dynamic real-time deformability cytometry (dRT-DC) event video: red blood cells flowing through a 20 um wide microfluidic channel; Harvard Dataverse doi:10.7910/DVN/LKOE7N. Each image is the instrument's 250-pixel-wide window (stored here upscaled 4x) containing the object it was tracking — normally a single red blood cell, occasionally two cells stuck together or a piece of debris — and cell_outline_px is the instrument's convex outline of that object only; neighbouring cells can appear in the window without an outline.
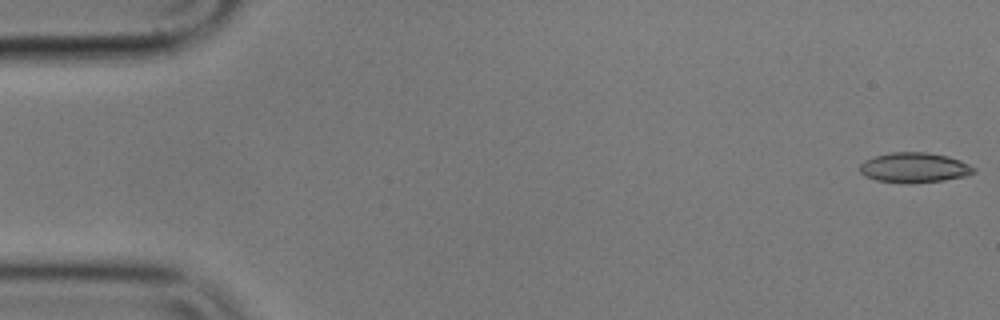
{"species": "common noctule bat (a hibernating species)", "species_latin": "Nyctalus noctula", "temperature_condition": "cold", "stored_images_in_passage": 49, "camera_frame_rate_fps": 3000, "um_per_image_px": 0.085, "animal": {"sex": "male", "body_mass_g": 17.9}, "frame": {"image": 1, "passage_image": 1, "time_ms": 0.0, "image_size_px": [1000, 320], "cell_outline_px": [[976, 172], [968, 176], [944, 180], [908, 184], [904, 184], [876, 180], [864, 176], [860, 172], [860, 164], [864, 160], [876, 156], [892, 152], [928, 152], [948, 156], [960, 160], [976, 168]], "centroid_in_image_um": [77.73, 14.26], "position_along_channel_um": 7.3, "area_um2": 20.23}}
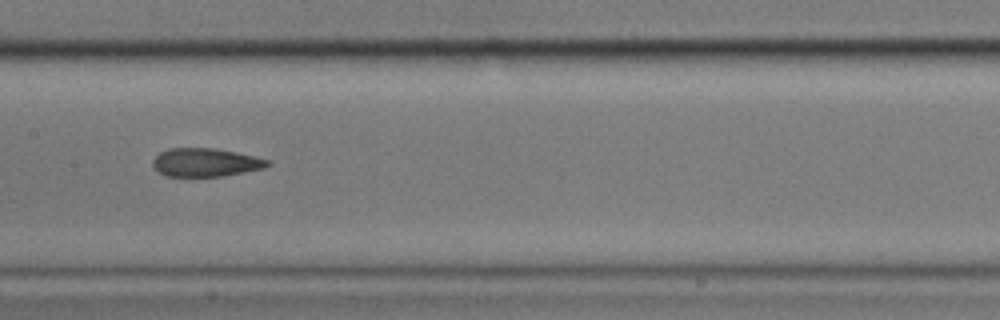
{"frame": {"image": 2, "passage_image": 27, "time_ms": 8.667, "image_size_px": [1000, 320], "cell_outline_px": [[272, 164], [264, 168], [244, 172], [220, 176], [164, 176], [152, 164], [152, 160], [160, 152], [168, 148], [216, 148], [256, 156], [268, 160]], "centroid_in_image_um": [17.48, 13.79], "position_along_channel_um": 189.9, "area_um2": 18.96}}
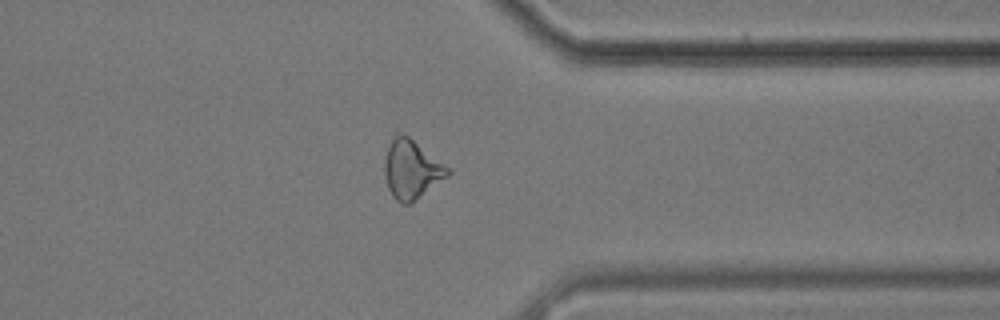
{"frame": {"image": 3, "passage_image": 43, "time_ms": 14.0, "image_size_px": [1000, 320], "cell_outline_px": [[452, 172], [448, 176], [412, 204], [400, 204], [392, 196], [388, 188], [384, 176], [384, 164], [388, 148], [396, 128], [408, 136], [448, 168]], "centroid_in_image_um": [34.94, 14.41], "position_along_channel_um": 376.5, "area_um2": 21.73}, "authors_computed_cell_mechanics": {"area_um2": 19.941, "velocity_mm_per_s": 3.6111, "shape_relaxation_time_tau1_ms": null, "shape_relaxation_time_tau2_ms": 2.614, "deformation_change_tau1": null, "deformation_change_tau2": 0.1033}}